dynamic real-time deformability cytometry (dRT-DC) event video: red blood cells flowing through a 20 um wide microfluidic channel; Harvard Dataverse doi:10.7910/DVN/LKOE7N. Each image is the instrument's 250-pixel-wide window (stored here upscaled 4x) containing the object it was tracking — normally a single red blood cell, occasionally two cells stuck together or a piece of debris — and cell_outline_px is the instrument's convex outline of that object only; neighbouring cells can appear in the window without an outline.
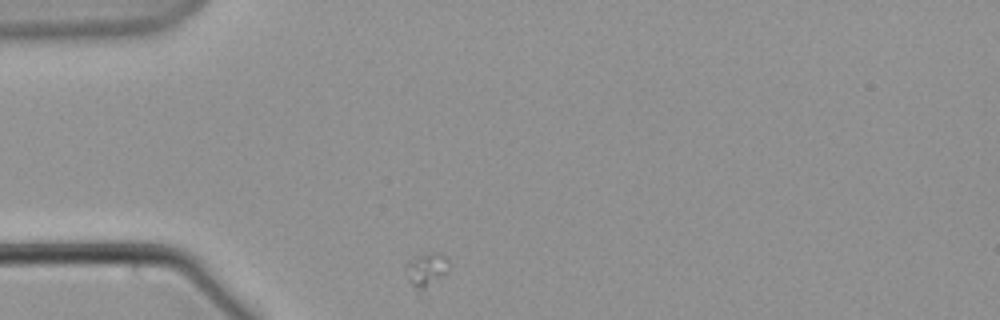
{"species": "common noctule bat (a hibernating species)", "species_latin": "Nyctalus noctula", "temperature_condition": "warm", "stored_images_in_passage": 8, "camera_frame_rate_fps": 3000, "um_per_image_px": 0.085, "animal": {"sex": "male", "body_mass_g": 21.5, "forearm_length_mm": 52.0}, "frame": {"image": 1, "passage_image": 1, "time_ms": 0.0, "image_size_px": [1000, 320], "cell_outline_px": [[448, 272], [428, 300], [420, 300], [416, 296], [408, 280], [404, 264], [408, 260], [424, 252], [436, 252], [448, 256]], "centroid_in_image_um": [36.25, 23.21], "position_along_channel_um": 48.8, "area_um2": 10.75}}